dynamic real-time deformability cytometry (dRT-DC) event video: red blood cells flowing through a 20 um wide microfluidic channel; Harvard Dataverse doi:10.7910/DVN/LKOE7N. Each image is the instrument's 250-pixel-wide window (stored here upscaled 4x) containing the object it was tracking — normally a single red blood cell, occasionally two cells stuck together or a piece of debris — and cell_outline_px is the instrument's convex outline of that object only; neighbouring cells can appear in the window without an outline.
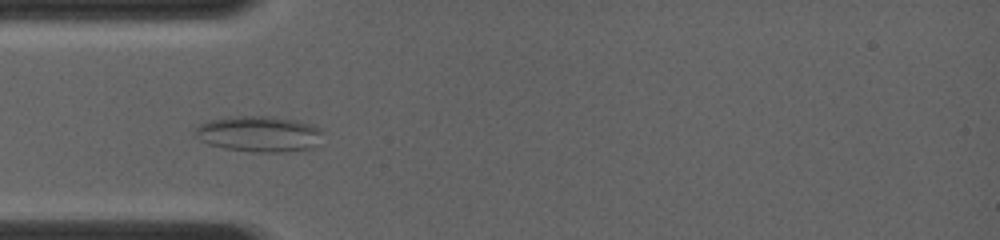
{"species": "common noctule bat (a hibernating species)", "species_latin": "Nyctalus noctula", "temperature_condition": "room temperature", "stored_images_in_passage": 37, "camera_frame_rate_fps": 4000, "um_per_image_px": 0.085, "animal": {"sex": "female", "body_mass_g": 19.0, "forearm_length_mm": 56.7}, "frame": {"image": 1, "passage_image": 6, "time_ms": 1.5, "image_size_px": [1000, 240], "cell_outline_px": [[320, 132], [308, 148], [280, 152], [252, 152], [224, 148], [208, 144], [200, 140], [192, 132], [192, 128], [208, 120], [228, 116], [272, 116], [296, 120], [312, 124], [320, 128]], "centroid_in_image_um": [21.86, 11.35], "position_along_channel_um": 63.1, "area_um2": 26.41}}
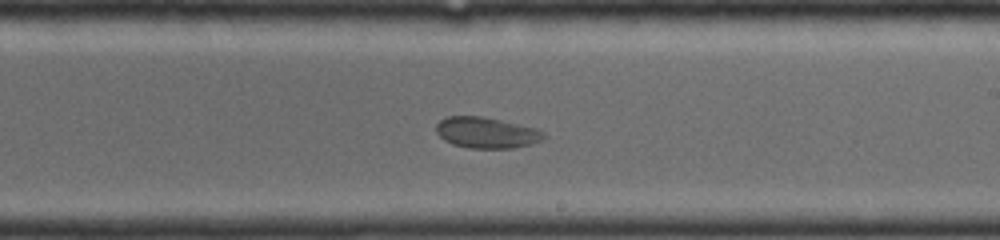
{"frame": {"image": 2, "passage_image": 21, "time_ms": 5.75, "image_size_px": [1000, 240], "cell_outline_px": [[548, 136], [544, 140], [532, 144], [516, 148], [468, 148], [452, 144], [444, 140], [436, 132], [436, 124], [440, 120], [448, 116], [484, 116], [536, 128], [544, 132]], "centroid_in_image_um": [41.39, 11.28], "position_along_channel_um": 247.6, "area_um2": 19.71}}
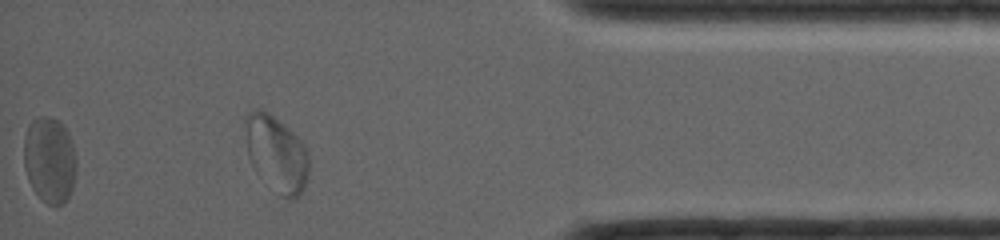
{"frame": {"image": 3, "passage_image": 36, "time_ms": 10.0, "image_size_px": [1000, 240], "cell_outline_px": [[76, 168], [72, 188], [64, 204], [56, 208], [48, 204], [32, 188], [28, 180], [24, 168], [24, 136], [28, 124], [32, 120], [40, 116], [48, 116], [64, 124], [68, 132], [76, 164]], "centroid_in_image_um": [4.19, 13.59], "position_along_channel_um": 431.0, "area_um2": 26.36}}